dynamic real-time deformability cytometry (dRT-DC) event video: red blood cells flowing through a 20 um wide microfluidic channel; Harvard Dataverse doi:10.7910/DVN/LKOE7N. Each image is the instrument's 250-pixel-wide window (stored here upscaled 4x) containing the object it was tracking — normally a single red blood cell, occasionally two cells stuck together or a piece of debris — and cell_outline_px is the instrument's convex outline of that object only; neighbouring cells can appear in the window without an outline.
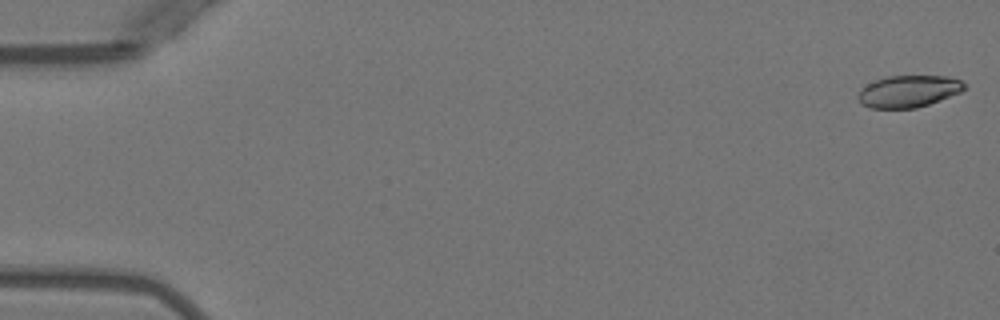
{"species": "Egyptian fruit bat (a non-hibernating species)", "species_latin": "Rousettus aegyptiacus", "temperature_condition": "warm", "stored_images_in_passage": 5, "camera_frame_rate_fps": 3000, "um_per_image_px": 0.085, "animal": {"sex": "female"}, "frame": {"image": 1, "passage_image": 1, "time_ms": 0.0, "image_size_px": [1000, 320], "cell_outline_px": [[968, 84], [960, 92], [940, 100], [916, 108], [872, 108], [860, 104], [856, 96], [860, 88], [876, 80], [888, 76], [948, 76], [960, 80]], "centroid_in_image_um": [77.2, 7.76], "position_along_channel_um": 7.8, "area_um2": 19.83}}
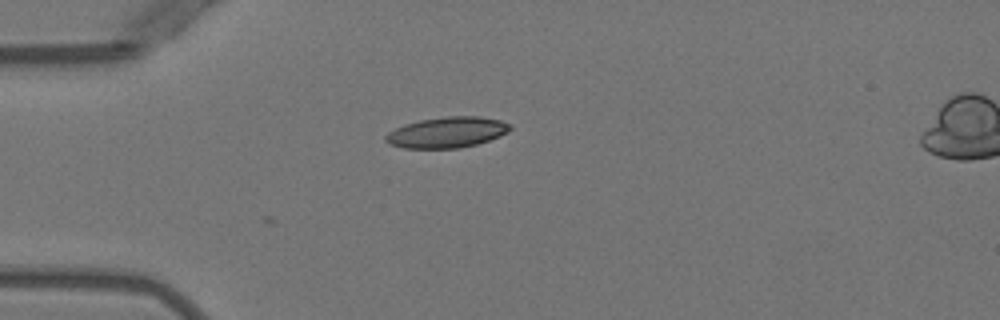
{"frame": {"image": 2, "passage_image": 4, "time_ms": 4.333, "image_size_px": [1000, 320], "cell_outline_px": [[512, 128], [508, 132], [500, 136], [476, 144], [460, 148], [404, 148], [388, 144], [384, 140], [384, 136], [388, 132], [404, 124], [420, 120], [444, 116], [480, 116], [500, 120], [508, 124]], "centroid_in_image_um": [37.96, 11.25], "position_along_channel_um": 47.0, "area_um2": 22.37}}